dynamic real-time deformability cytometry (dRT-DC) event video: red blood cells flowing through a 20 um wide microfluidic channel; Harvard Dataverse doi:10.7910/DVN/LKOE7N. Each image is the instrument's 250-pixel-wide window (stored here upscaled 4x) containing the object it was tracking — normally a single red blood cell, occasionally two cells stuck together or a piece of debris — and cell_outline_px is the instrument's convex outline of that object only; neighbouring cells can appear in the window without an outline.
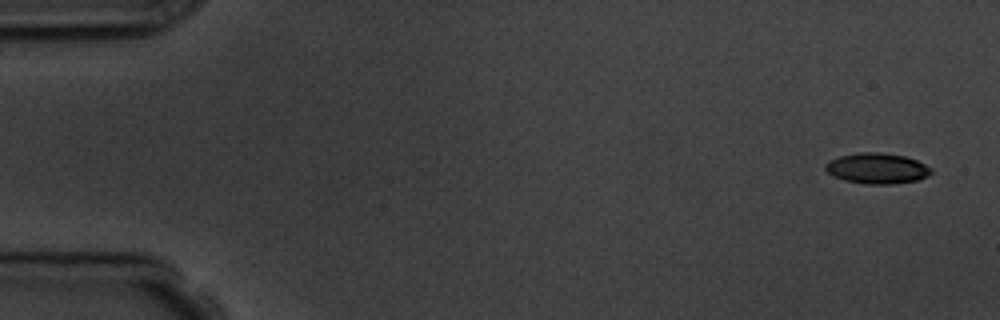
{"species": "common noctule bat (a hibernating species)", "species_latin": "Nyctalus noctula", "temperature_condition": "room temperature", "stored_images_in_passage": 5, "camera_frame_rate_fps": 3000, "um_per_image_px": 0.085, "animal": {"sex": "male", "body_mass_g": 19.5, "forearm_length_mm": 54.6}, "frame": {"image": 1, "passage_image": 1, "time_ms": 0.0, "image_size_px": [1000, 320], "cell_outline_px": [[932, 172], [928, 176], [916, 180], [892, 184], [864, 184], [844, 180], [828, 172], [824, 168], [824, 164], [828, 160], [840, 156], [860, 152], [876, 152], [904, 156], [916, 160], [932, 168]], "centroid_in_image_um": [74.53, 14.31], "position_along_channel_um": 10.5, "area_um2": 18.79}}
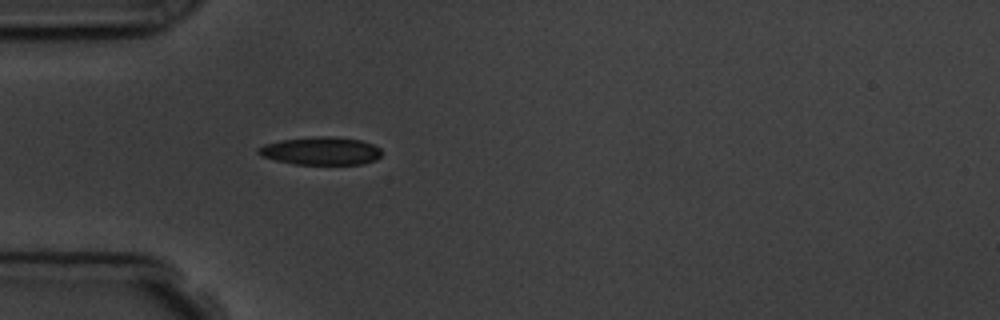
{"frame": {"image": 2, "passage_image": 5, "time_ms": 4.667, "image_size_px": [1000, 320], "cell_outline_px": [[380, 156], [376, 160], [360, 164], [292, 164], [260, 156], [256, 152], [256, 148], [264, 144], [280, 140], [316, 136], [332, 136], [360, 140], [372, 144], [380, 148]], "centroid_in_image_um": [27.22, 12.82], "position_along_channel_um": 57.8, "area_um2": 20.17}}